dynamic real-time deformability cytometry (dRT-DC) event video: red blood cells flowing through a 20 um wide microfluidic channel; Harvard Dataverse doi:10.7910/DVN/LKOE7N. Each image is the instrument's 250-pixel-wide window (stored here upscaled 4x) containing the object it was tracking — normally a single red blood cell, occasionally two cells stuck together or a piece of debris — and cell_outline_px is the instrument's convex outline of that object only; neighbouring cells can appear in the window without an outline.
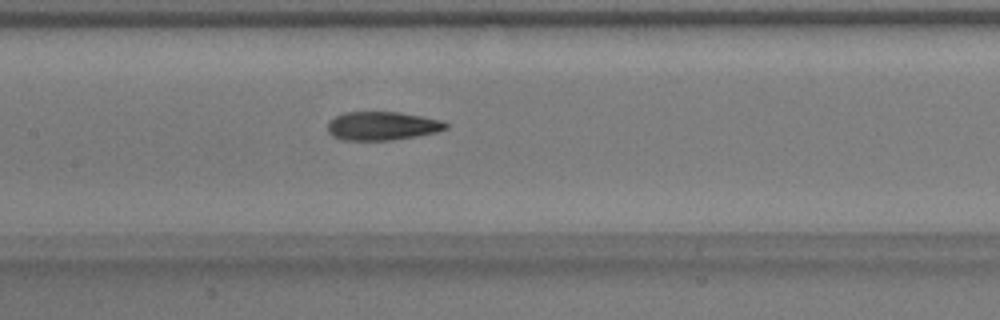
{"species": "common noctule bat (a hibernating species)", "species_latin": "Nyctalus noctula", "temperature_condition": "warm", "stored_images_in_passage": 39, "camera_frame_rate_fps": 3000, "um_per_image_px": 0.085, "animal": {"sex": "male", "body_mass_g": 17.9}, "frame": {"image": 1, "passage_image": 11, "time_ms": 3.333, "image_size_px": [1000, 320], "cell_outline_px": [[448, 128], [436, 132], [416, 136], [392, 140], [340, 140], [332, 136], [328, 132], [328, 120], [344, 112], [400, 112], [440, 120], [448, 124]], "centroid_in_image_um": [32.45, 10.7], "position_along_channel_um": 175.0, "area_um2": 19.71}}
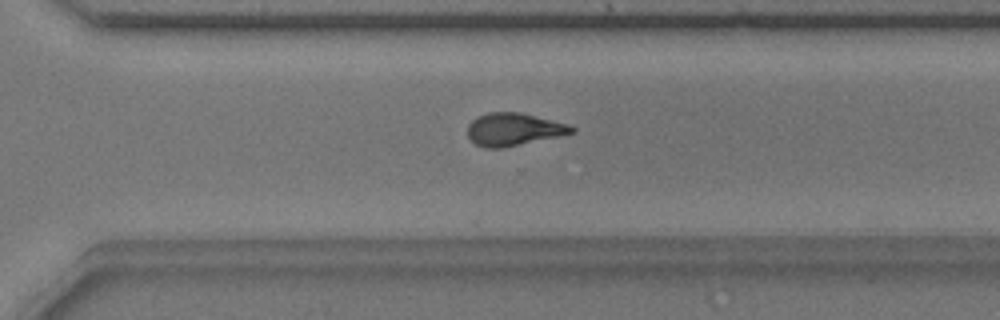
{"frame": {"image": 2, "passage_image": 23, "time_ms": 7.333, "image_size_px": [1000, 320], "cell_outline_px": [[576, 132], [560, 136], [504, 148], [484, 148], [476, 144], [468, 136], [468, 124], [476, 116], [488, 112], [520, 112], [568, 124], [576, 128]], "centroid_in_image_um": [43.66, 11.0], "position_along_channel_um": 326.9, "area_um2": 19.94}}
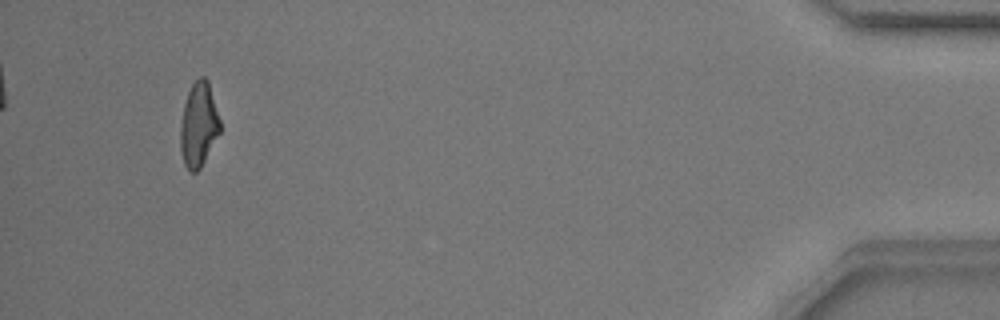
{"frame": {"image": 3, "passage_image": 36, "time_ms": 11.667, "image_size_px": [1000, 320], "cell_outline_px": [[220, 132], [200, 168], [196, 172], [192, 172], [184, 164], [180, 152], [180, 124], [184, 104], [188, 92], [192, 84], [200, 76], [204, 76], [208, 80], [220, 120]], "centroid_in_image_um": [16.87, 10.59], "position_along_channel_um": 418.3, "area_um2": 19.42}, "authors_computed_cell_mechanics": {"area_um2": 19.8832, "velocity_mm_per_s": 3.8124, "shape_relaxation_time_tau1_ms": 5.9995, "shape_relaxation_time_tau2_ms": 2.1622, "deformation_change_tau1": 0.2161, "deformation_change_tau2": 0.1083}}